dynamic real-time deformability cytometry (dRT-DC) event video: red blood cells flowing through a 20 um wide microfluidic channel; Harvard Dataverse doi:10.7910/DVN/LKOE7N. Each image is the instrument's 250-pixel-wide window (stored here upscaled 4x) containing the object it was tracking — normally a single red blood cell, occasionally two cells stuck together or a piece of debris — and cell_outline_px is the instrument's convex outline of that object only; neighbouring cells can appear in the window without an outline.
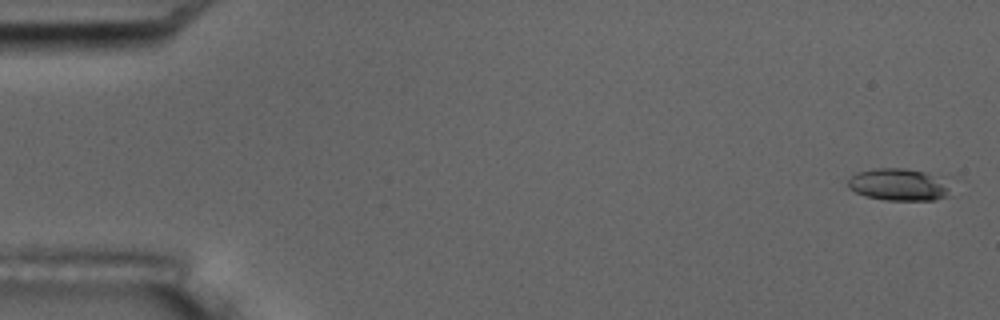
{"species": "common noctule bat (a hibernating species)", "species_latin": "Nyctalus noctula", "temperature_condition": "room temperature", "stored_images_in_passage": 5, "camera_frame_rate_fps": 3000, "um_per_image_px": 0.085, "animal": {"sex": "male", "body_mass_g": 17.5, "forearm_length_mm": 52.3}, "frame": {"image": 1, "passage_image": 1, "time_ms": 0.0, "image_size_px": [1000, 320], "cell_outline_px": [[956, 196], [932, 200], [884, 200], [864, 196], [848, 188], [848, 180], [856, 172], [876, 168], [904, 168], [924, 172], [948, 188]], "centroid_in_image_um": [76.32, 15.72], "position_along_channel_um": 8.7, "area_um2": 18.9}}
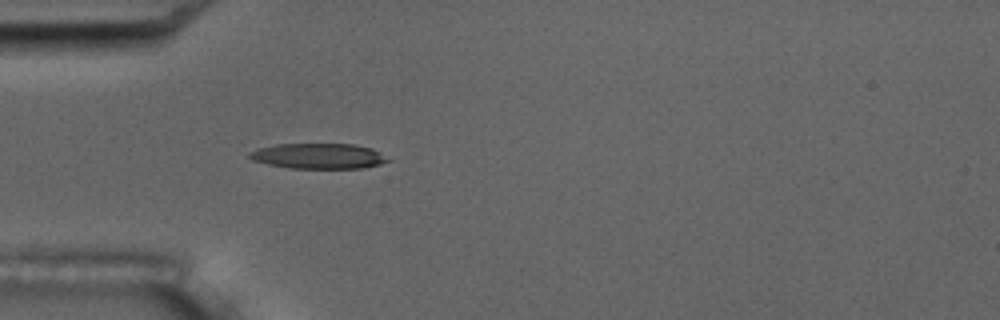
{"frame": {"image": 2, "passage_image": 5, "time_ms": 5.333, "image_size_px": [1000, 320], "cell_outline_px": [[392, 160], [380, 164], [360, 168], [288, 168], [268, 164], [252, 160], [248, 156], [248, 152], [256, 148], [276, 144], [352, 144], [372, 148], [380, 152]], "centroid_in_image_um": [27.05, 13.26], "position_along_channel_um": 57.9, "area_um2": 20.58}}